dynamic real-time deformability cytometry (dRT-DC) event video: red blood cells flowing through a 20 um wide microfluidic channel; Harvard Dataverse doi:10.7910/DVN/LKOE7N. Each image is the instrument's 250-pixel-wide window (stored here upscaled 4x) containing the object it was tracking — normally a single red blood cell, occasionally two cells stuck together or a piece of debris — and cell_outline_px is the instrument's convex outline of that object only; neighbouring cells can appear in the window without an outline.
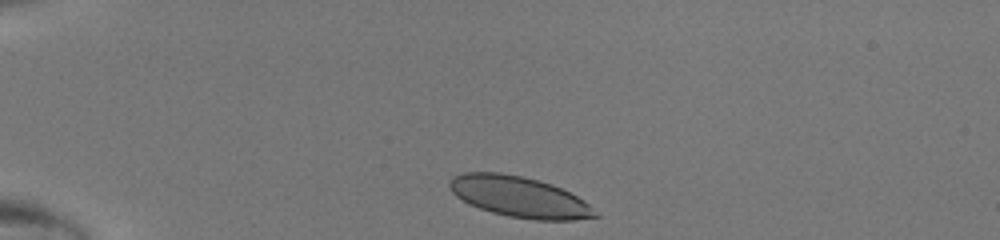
{"species": "human", "species_latin": "Homo sapiens", "temperature_condition": "room temperature", "stored_images_in_passage": 37, "camera_frame_rate_fps": 3000, "um_per_image_px": 0.085, "donor": {"sex": "male"}, "frame": {"image": 1, "passage_image": 1, "time_ms": 0.0, "image_size_px": [1000, 240], "cell_outline_px": [[600, 216], [572, 220], [536, 220], [508, 216], [492, 212], [468, 204], [456, 196], [452, 192], [448, 184], [448, 180], [452, 176], [464, 172], [500, 172], [520, 176], [552, 184], [584, 200], [600, 212]], "centroid_in_image_um": [44.14, 16.73], "position_along_channel_um": 40.9, "area_um2": 34.68}}
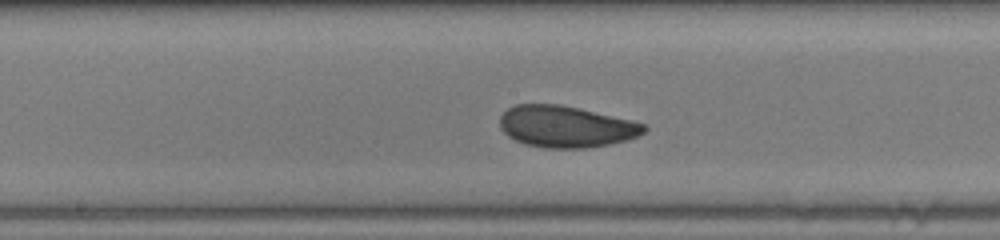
{"frame": {"image": 2, "passage_image": 16, "time_ms": 5.0, "image_size_px": [1000, 240], "cell_outline_px": [[648, 128], [644, 132], [628, 140], [588, 148], [544, 148], [524, 144], [508, 136], [500, 128], [500, 116], [508, 108], [516, 104], [560, 104], [580, 108], [632, 120], [644, 124]], "centroid_in_image_um": [48.1, 10.76], "position_along_channel_um": 200.1, "area_um2": 35.03}}
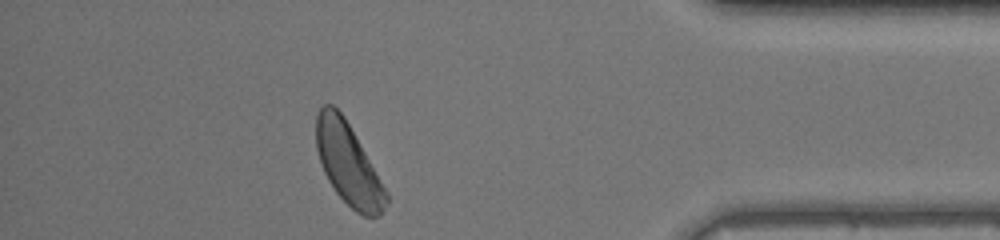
{"frame": {"image": 3, "passage_image": 32, "time_ms": 10.333, "image_size_px": [1000, 240], "cell_outline_px": [[388, 204], [380, 216], [364, 216], [356, 212], [336, 192], [328, 180], [320, 164], [316, 148], [316, 116], [320, 108], [324, 104], [332, 104], [344, 116], [360, 144], [384, 188], [388, 196]], "centroid_in_image_um": [29.57, 13.94], "position_along_channel_um": 405.6, "area_um2": 32.66}}